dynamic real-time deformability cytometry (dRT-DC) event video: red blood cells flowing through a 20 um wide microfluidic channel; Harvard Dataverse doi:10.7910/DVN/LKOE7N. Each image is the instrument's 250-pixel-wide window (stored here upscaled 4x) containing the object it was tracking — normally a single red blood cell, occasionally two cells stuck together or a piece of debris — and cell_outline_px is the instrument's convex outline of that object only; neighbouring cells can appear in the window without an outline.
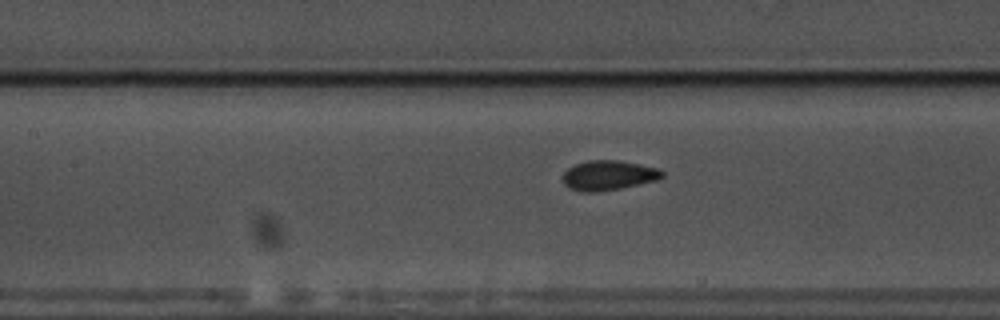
{"species": "common noctule bat (a hibernating species)", "species_latin": "Nyctalus noctula", "temperature_condition": "warm", "stored_images_in_passage": 50, "camera_frame_rate_fps": 3000, "um_per_image_px": 0.085, "animal": {"sex": "male", "body_mass_g": 17.5, "forearm_length_mm": 52.3}, "frame": {"image": 1, "passage_image": 19, "time_ms": 6.0, "image_size_px": [1000, 320], "cell_outline_px": [[664, 176], [656, 180], [640, 184], [620, 188], [596, 192], [580, 192], [568, 188], [564, 184], [564, 172], [568, 168], [576, 164], [588, 160], [616, 160], [640, 164], [660, 168], [664, 172]], "centroid_in_image_um": [51.73, 14.9], "position_along_channel_um": 155.7, "area_um2": 17.28}}
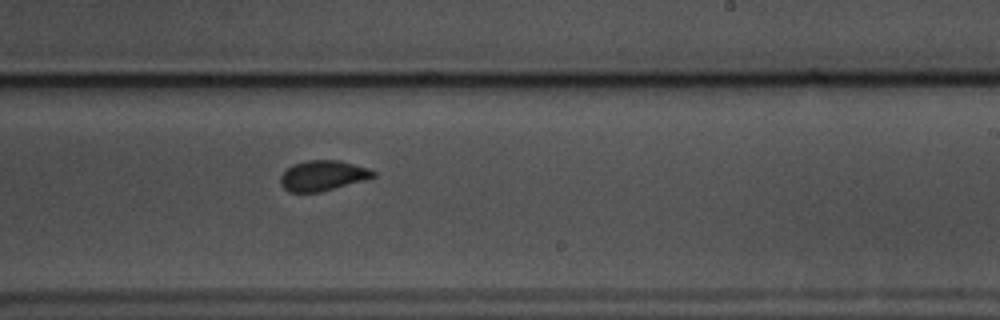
{"frame": {"image": 2, "passage_image": 28, "time_ms": 9.0, "image_size_px": [1000, 320], "cell_outline_px": [[376, 176], [364, 180], [320, 192], [288, 192], [280, 184], [280, 176], [292, 164], [308, 160], [340, 160], [368, 168], [376, 172]], "centroid_in_image_um": [27.43, 14.92], "position_along_channel_um": 261.6, "area_um2": 16.36}}
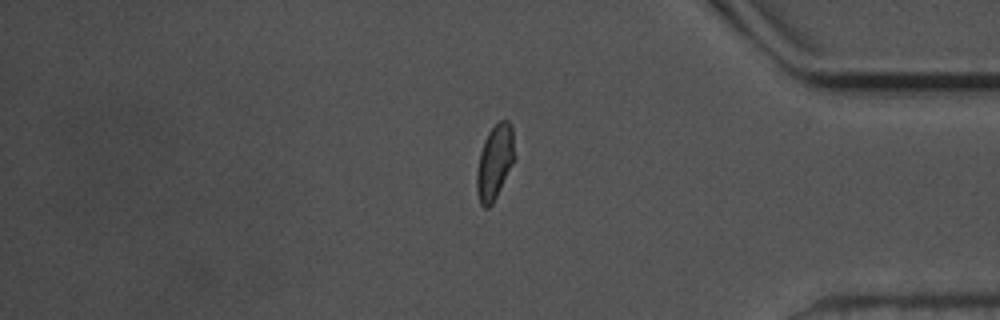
{"frame": {"image": 3, "passage_image": 41, "time_ms": 13.333, "image_size_px": [1000, 320], "cell_outline_px": [[516, 156], [492, 204], [488, 208], [484, 208], [480, 204], [476, 192], [476, 172], [480, 152], [484, 140], [488, 132], [500, 120], [508, 120], [512, 128]], "centroid_in_image_um": [42.04, 13.77], "position_along_channel_um": 393.2, "area_um2": 16.47}, "authors_computed_cell_mechanics": {"area_um2": 17.0799, "velocity_mm_per_s": 3.5431, "shape_relaxation_time_tau1_ms": 1.4823, "shape_relaxation_time_tau2_ms": null, "deformation_change_tau1": 0.113, "deformation_change_tau2": null}}